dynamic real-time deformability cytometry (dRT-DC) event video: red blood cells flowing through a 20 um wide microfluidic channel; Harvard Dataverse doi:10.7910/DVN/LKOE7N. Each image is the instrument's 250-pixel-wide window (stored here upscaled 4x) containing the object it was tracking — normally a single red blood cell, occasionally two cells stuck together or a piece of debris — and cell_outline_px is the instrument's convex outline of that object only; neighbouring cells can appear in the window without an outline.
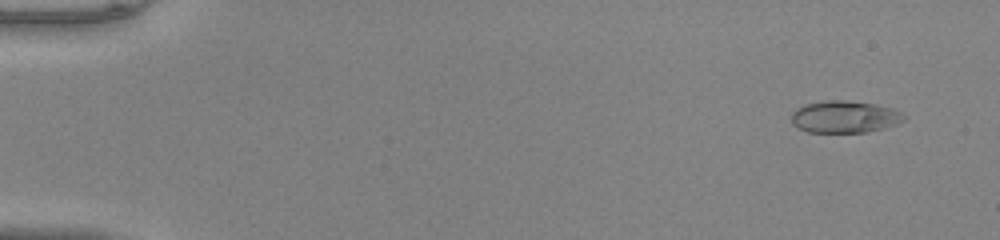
{"species": "common noctule bat (a hibernating species)", "species_latin": "Nyctalus noctula", "temperature_condition": "warm", "stored_images_in_passage": 51, "camera_frame_rate_fps": 3000, "um_per_image_px": 0.085, "animal": {"sex": "male", "body_mass_g": 20.0, "forearm_length_mm": 53.3}, "frame": {"image": 1, "passage_image": 4, "time_ms": 1.0, "image_size_px": [1000, 240], "cell_outline_px": [[908, 116], [904, 120], [896, 124], [884, 128], [868, 132], [808, 132], [796, 128], [792, 124], [792, 112], [796, 108], [804, 104], [828, 100], [844, 100], [876, 104], [892, 108]], "centroid_in_image_um": [71.78, 9.93], "position_along_channel_um": 13.2, "area_um2": 21.21}}
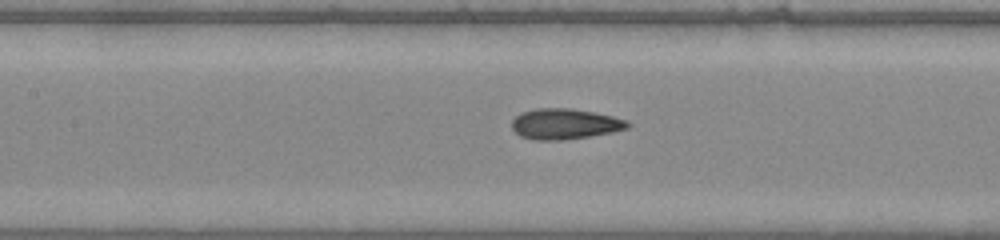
{"frame": {"image": 2, "passage_image": 25, "time_ms": 8.0, "image_size_px": [1000, 240], "cell_outline_px": [[632, 124], [628, 128], [612, 132], [564, 140], [532, 140], [520, 136], [512, 128], [512, 120], [520, 112], [536, 108], [572, 108], [612, 116], [628, 120]], "centroid_in_image_um": [48.0, 10.53], "position_along_channel_um": 159.4, "area_um2": 20.75}}
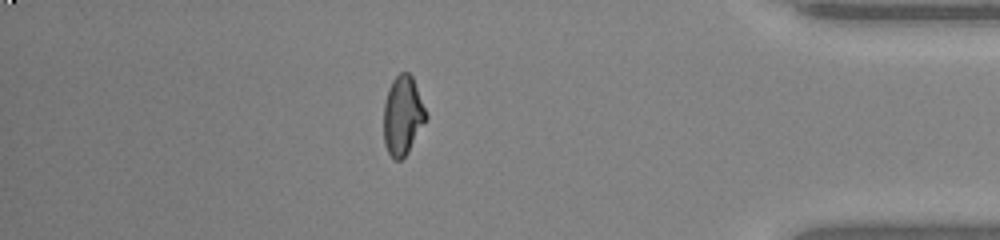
{"frame": {"image": 3, "passage_image": 45, "time_ms": 14.667, "image_size_px": [1000, 240], "cell_outline_px": [[428, 120], [408, 152], [400, 160], [396, 160], [388, 152], [384, 144], [384, 104], [388, 88], [392, 80], [400, 72], [408, 72], [412, 76], [428, 116]], "centroid_in_image_um": [34.24, 9.82], "position_along_channel_um": 401.0, "area_um2": 19.59}, "authors_computed_cell_mechanics": {"area_um2": 20.1144, "velocity_mm_per_s": 4.124, "shape_relaxation_time_tau1_ms": null, "shape_relaxation_time_tau2_ms": 1.0241, "deformation_change_tau1": null, "deformation_change_tau2": 0.0599}}